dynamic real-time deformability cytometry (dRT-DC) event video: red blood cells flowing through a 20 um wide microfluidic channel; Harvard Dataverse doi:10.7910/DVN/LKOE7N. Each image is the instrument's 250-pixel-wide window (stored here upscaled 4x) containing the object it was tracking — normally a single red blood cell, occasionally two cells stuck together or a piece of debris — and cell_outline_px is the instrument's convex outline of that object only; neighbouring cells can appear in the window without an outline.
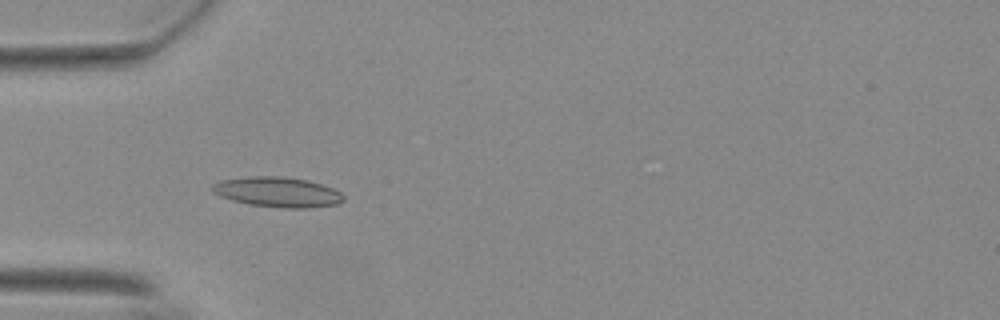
{"species": "Egyptian fruit bat (a non-hibernating species)", "species_latin": "Rousettus aegyptiacus", "temperature_condition": "warm", "stored_images_in_passage": 55, "camera_frame_rate_fps": 3000, "um_per_image_px": 0.085, "animal": {"sex": "female"}, "frame": {"image": 1, "passage_image": 17, "time_ms": 5.333, "image_size_px": [1000, 320], "cell_outline_px": [[344, 200], [336, 204], [308, 208], [284, 208], [248, 204], [232, 200], [220, 196], [212, 192], [212, 184], [220, 180], [248, 176], [280, 176], [308, 180], [332, 188], [340, 192], [344, 196]], "centroid_in_image_um": [23.56, 16.32], "position_along_channel_um": 61.4, "area_um2": 23.0}}
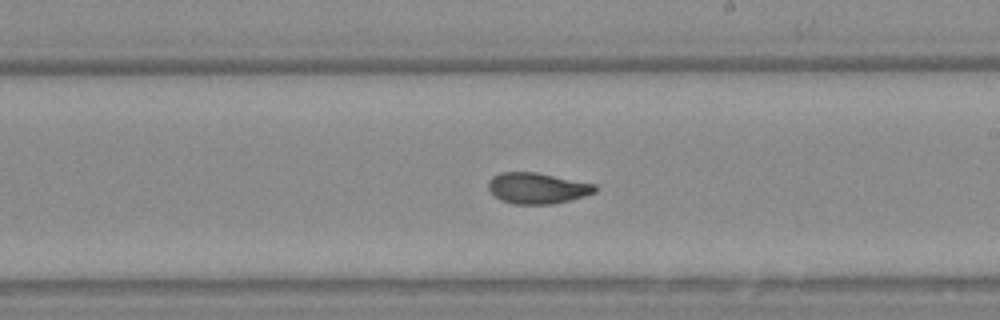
{"frame": {"image": 2, "passage_image": 32, "time_ms": 10.333, "image_size_px": [1000, 320], "cell_outline_px": [[596, 192], [584, 196], [552, 204], [516, 204], [500, 200], [488, 188], [488, 180], [492, 176], [500, 172], [536, 172], [596, 184]], "centroid_in_image_um": [45.65, 15.98], "position_along_channel_um": 243.3, "area_um2": 19.19}}
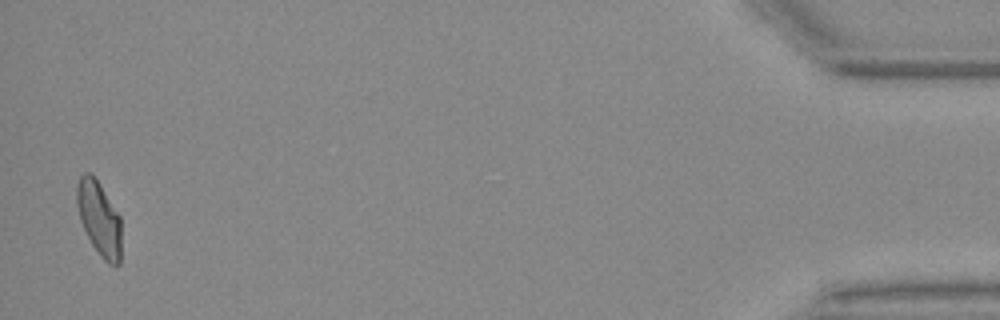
{"frame": {"image": 3, "passage_image": 54, "time_ms": 17.667, "image_size_px": [1000, 320], "cell_outline_px": [[120, 264], [116, 268], [108, 264], [100, 256], [92, 244], [80, 220], [76, 204], [76, 184], [80, 176], [84, 172], [92, 172], [100, 184], [120, 216]], "centroid_in_image_um": [8.41, 18.56], "position_along_channel_um": 426.8, "area_um2": 19.42}, "authors_computed_cell_mechanics": {"area_um2": 19.4786, "velocity_mm_per_s": 3.6989, "shape_relaxation_time_tau1_ms": null, "shape_relaxation_time_tau2_ms": 2.1089, "deformation_change_tau1": null, "deformation_change_tau2": 0.0787}}